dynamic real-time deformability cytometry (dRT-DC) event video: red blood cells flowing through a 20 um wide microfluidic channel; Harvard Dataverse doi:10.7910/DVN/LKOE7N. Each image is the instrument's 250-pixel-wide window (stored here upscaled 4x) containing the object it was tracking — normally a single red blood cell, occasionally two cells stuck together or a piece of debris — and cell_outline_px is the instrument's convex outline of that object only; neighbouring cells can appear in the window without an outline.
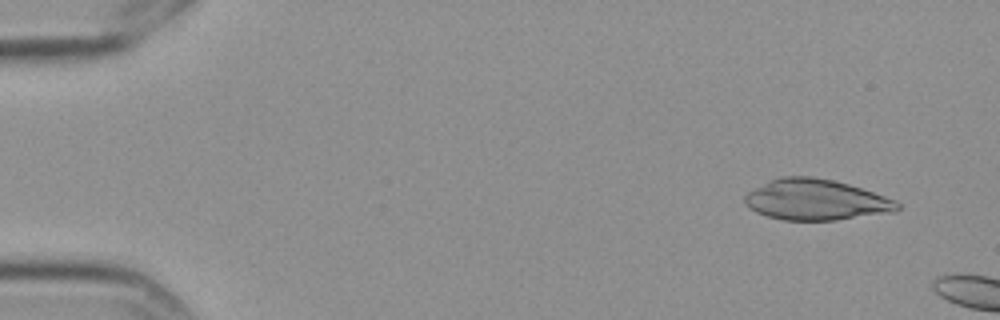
{"species": "Egyptian fruit bat (a non-hibernating species)", "species_latin": "Rousettus aegyptiacus", "temperature_condition": "cold", "stored_images_in_passage": 3, "camera_frame_rate_fps": 3000, "um_per_image_px": 0.085, "frame": {"image": 1, "passage_image": 2, "time_ms": 0.333, "image_size_px": [1000, 320], "cell_outline_px": [[900, 208], [896, 212], [836, 220], [784, 220], [768, 216], [756, 212], [744, 204], [744, 196], [748, 192], [780, 176], [812, 176], [832, 180], [848, 184], [896, 200], [900, 204]], "centroid_in_image_um": [69.37, 16.99], "position_along_channel_um": 15.6, "area_um2": 36.13}}